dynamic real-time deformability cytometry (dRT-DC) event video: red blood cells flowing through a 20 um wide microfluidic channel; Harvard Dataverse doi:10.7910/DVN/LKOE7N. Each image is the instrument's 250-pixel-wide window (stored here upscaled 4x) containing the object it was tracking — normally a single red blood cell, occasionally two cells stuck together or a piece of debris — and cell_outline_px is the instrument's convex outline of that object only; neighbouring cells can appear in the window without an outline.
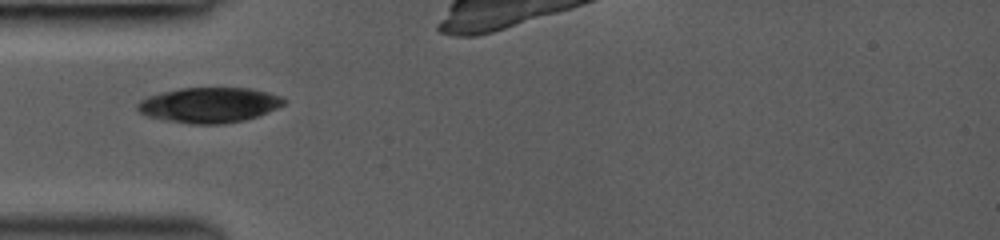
{"species": "common noctule bat (a hibernating species)", "species_latin": "Nyctalus noctula", "temperature_condition": "room temperature", "stored_images_in_passage": 45, "camera_frame_rate_fps": 3000, "um_per_image_px": 0.085, "animal": {"sex": "female", "body_mass_g": 19.0, "forearm_length_mm": 53.3}, "frame": {"image": 1, "passage_image": 1, "time_ms": 0.0, "image_size_px": [1000, 240], "cell_outline_px": [[288, 100], [284, 104], [276, 108], [256, 116], [244, 120], [224, 124], [192, 124], [164, 120], [148, 116], [140, 112], [136, 108], [136, 104], [140, 100], [148, 96], [180, 88], [252, 88], [268, 92], [280, 96]], "centroid_in_image_um": [17.78, 8.92], "position_along_channel_um": 67.2, "area_um2": 30.0}}
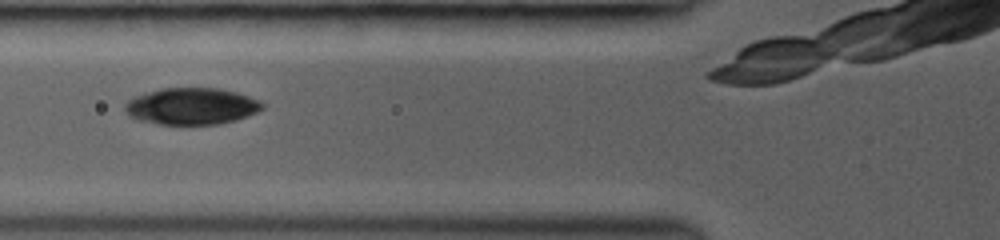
{"frame": {"image": 2, "passage_image": 7, "time_ms": 1.0, "image_size_px": [1000, 240], "cell_outline_px": [[264, 108], [248, 116], [236, 120], [220, 124], [160, 124], [140, 120], [128, 116], [124, 108], [124, 104], [132, 96], [160, 88], [220, 88], [236, 92], [260, 100], [264, 104]], "centroid_in_image_um": [16.27, 9.02], "position_along_channel_um": 109.5, "area_um2": 29.59}}
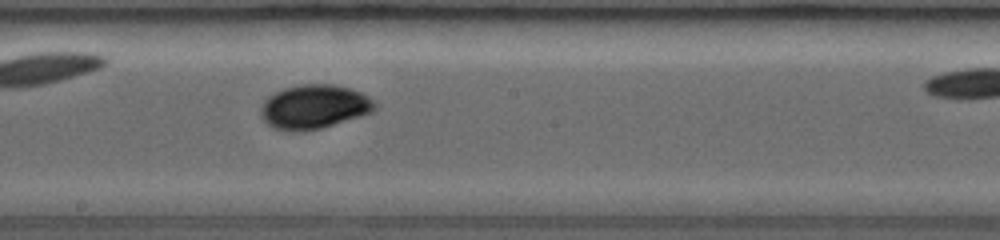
{"frame": {"image": 3, "passage_image": 26, "time_ms": 3.667, "image_size_px": [1000, 240], "cell_outline_px": [[376, 108], [372, 112], [360, 116], [320, 128], [292, 132], [288, 132], [272, 128], [260, 116], [260, 108], [264, 100], [268, 96], [284, 88], [300, 84], [332, 84], [348, 88], [360, 92], [368, 96], [376, 104]], "centroid_in_image_um": [26.65, 9.08], "position_along_channel_um": 221.5, "area_um2": 29.25}}